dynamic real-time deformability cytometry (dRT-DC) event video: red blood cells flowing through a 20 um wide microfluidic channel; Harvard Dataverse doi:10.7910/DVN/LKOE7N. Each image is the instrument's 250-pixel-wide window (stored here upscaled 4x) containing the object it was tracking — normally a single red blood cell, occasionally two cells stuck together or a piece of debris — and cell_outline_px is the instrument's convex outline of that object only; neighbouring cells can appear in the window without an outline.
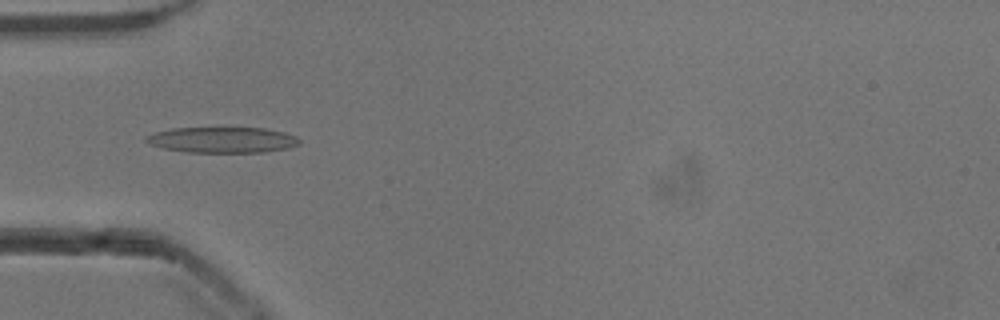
{"species": "common noctule bat (a hibernating species)", "species_latin": "Nyctalus noctula", "temperature_condition": "cold", "stored_images_in_passage": 53, "camera_frame_rate_fps": 3000, "um_per_image_px": 0.085, "animal": {"sex": "male", "body_mass_g": 13.3}, "frame": {"image": 1, "passage_image": 17, "time_ms": 5.333, "image_size_px": [1000, 320], "cell_outline_px": [[300, 144], [288, 148], [264, 152], [188, 152], [164, 148], [148, 144], [144, 140], [144, 136], [156, 132], [172, 128], [264, 128], [284, 132], [296, 136], [300, 140]], "centroid_in_image_um": [18.89, 11.89], "position_along_channel_um": 66.1, "area_um2": 23.0}}
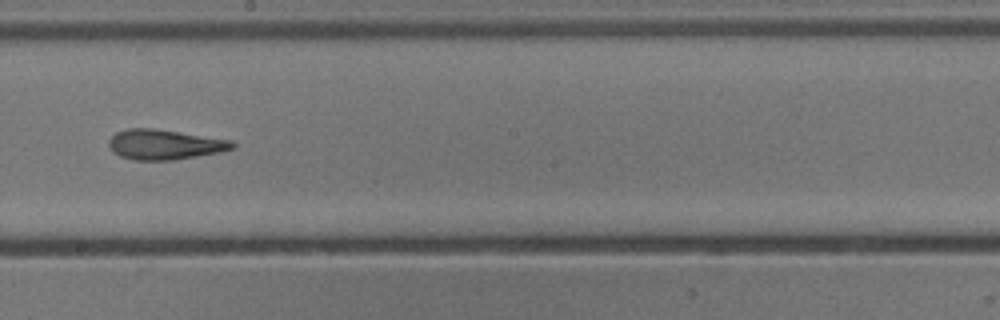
{"frame": {"image": 2, "passage_image": 30, "time_ms": 9.667, "image_size_px": [1000, 320], "cell_outline_px": [[236, 148], [220, 152], [172, 160], [132, 160], [120, 156], [112, 152], [108, 144], [108, 140], [116, 132], [128, 128], [152, 128], [232, 140], [236, 144]], "centroid_in_image_um": [13.98, 12.29], "position_along_channel_um": 234.2, "area_um2": 21.68}}
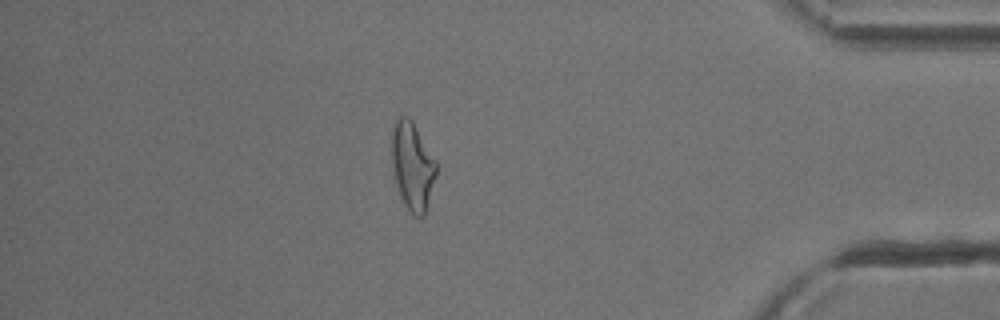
{"frame": {"image": 3, "passage_image": 46, "time_ms": 15.0, "image_size_px": [1000, 320], "cell_outline_px": [[436, 176], [424, 216], [412, 216], [408, 212], [400, 196], [392, 164], [392, 128], [396, 116], [408, 116], [412, 120], [436, 160]], "centroid_in_image_um": [35.05, 14.1], "position_along_channel_um": 400.1, "area_um2": 22.83}, "authors_computed_cell_mechanics": {"area_um2": 21.964, "velocity_mm_per_s": 3.8537, "shape_relaxation_time_tau1_ms": 5.5788, "shape_relaxation_time_tau2_ms": 2.6063, "deformation_change_tau1": 0.1987, "deformation_change_tau2": 0.1403}}